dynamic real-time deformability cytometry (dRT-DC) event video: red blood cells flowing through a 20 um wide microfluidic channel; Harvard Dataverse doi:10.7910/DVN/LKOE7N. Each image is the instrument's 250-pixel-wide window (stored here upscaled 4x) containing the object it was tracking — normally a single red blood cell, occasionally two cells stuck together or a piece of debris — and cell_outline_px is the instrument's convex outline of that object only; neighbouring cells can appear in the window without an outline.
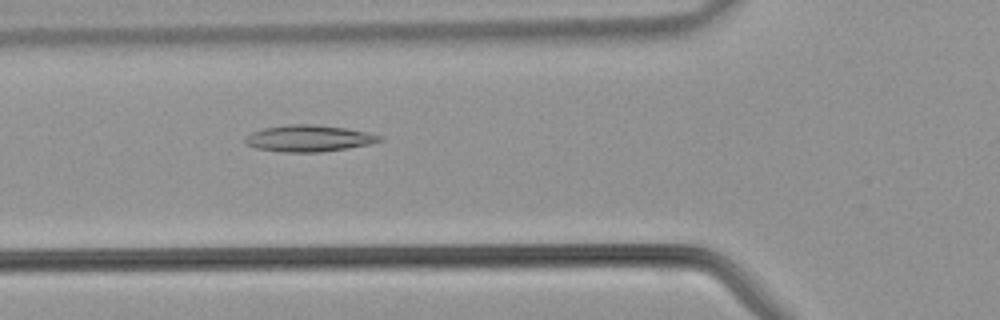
{"species": "common noctule bat (a hibernating species)", "species_latin": "Nyctalus noctula", "temperature_condition": "warm", "stored_images_in_passage": 41, "camera_frame_rate_fps": 3000, "um_per_image_px": 0.085, "animal": {"sex": "male", "body_mass_g": 21.5, "forearm_length_mm": 52.0}, "frame": {"image": 1, "passage_image": 14, "time_ms": 4.333, "image_size_px": [1000, 320], "cell_outline_px": [[384, 140], [368, 144], [348, 148], [320, 152], [280, 152], [256, 148], [244, 144], [244, 136], [252, 132], [264, 128], [288, 124], [312, 124], [348, 128], [368, 132], [384, 136]], "centroid_in_image_um": [26.24, 11.76], "position_along_channel_um": 99.6, "area_um2": 21.04}}
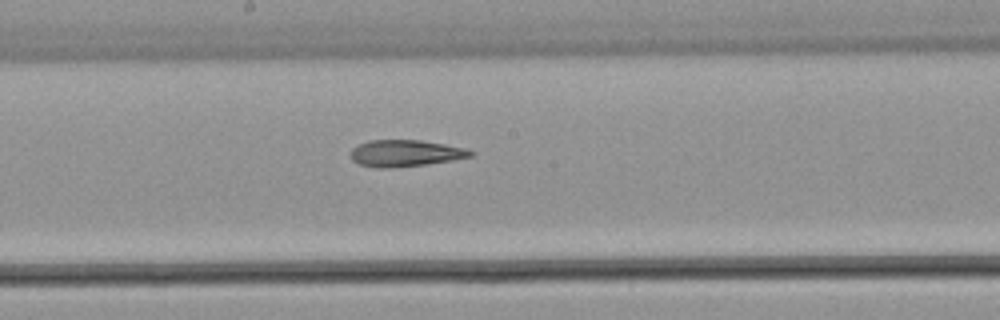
{"frame": {"image": 2, "passage_image": 21, "time_ms": 6.667, "image_size_px": [1000, 320], "cell_outline_px": [[476, 152], [472, 156], [452, 160], [424, 164], [392, 168], [376, 168], [360, 164], [352, 160], [352, 148], [368, 140], [420, 140], [468, 148]], "centroid_in_image_um": [34.48, 13.02], "position_along_channel_um": 213.7, "area_um2": 18.55}}
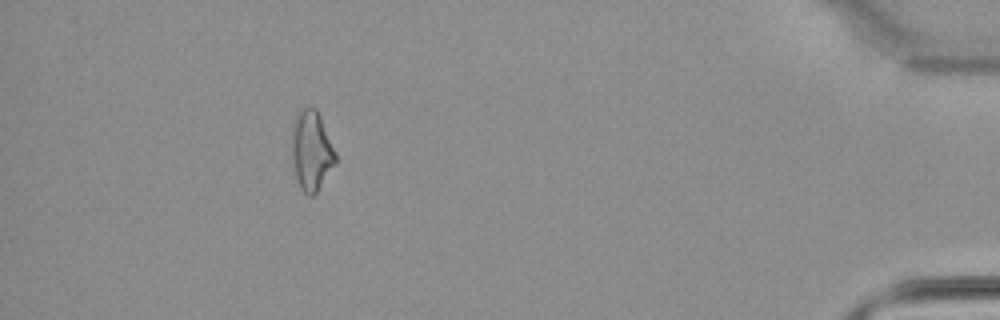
{"frame": {"image": 3, "passage_image": 37, "time_ms": 12.0, "image_size_px": [1000, 320], "cell_outline_px": [[336, 164], [316, 192], [312, 196], [308, 196], [300, 188], [296, 180], [292, 164], [292, 124], [296, 112], [300, 108], [316, 108], [320, 116], [336, 152]], "centroid_in_image_um": [26.45, 12.8], "position_along_channel_um": 408.7, "area_um2": 20.58}}